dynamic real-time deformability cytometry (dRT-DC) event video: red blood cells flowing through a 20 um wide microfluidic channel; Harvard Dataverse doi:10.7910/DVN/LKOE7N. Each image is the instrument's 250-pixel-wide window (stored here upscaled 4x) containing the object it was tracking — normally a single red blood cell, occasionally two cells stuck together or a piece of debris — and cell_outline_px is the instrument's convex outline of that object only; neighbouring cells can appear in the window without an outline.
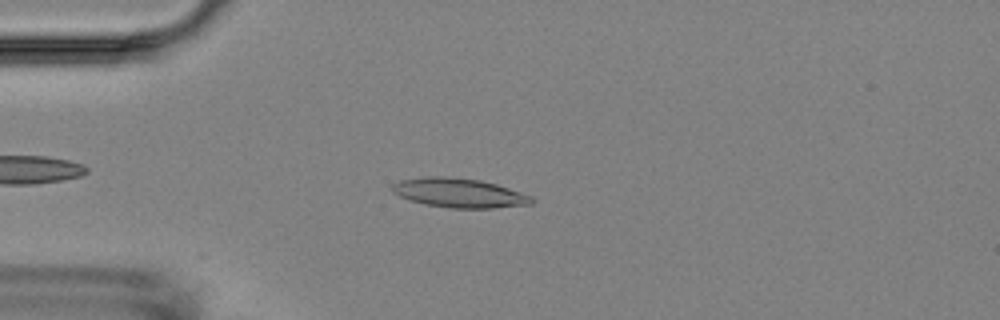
{"species": "Egyptian fruit bat (a non-hibernating species)", "species_latin": "Rousettus aegyptiacus", "temperature_condition": "room temperature", "stored_images_in_passage": 5, "camera_frame_rate_fps": 3000, "um_per_image_px": 0.085, "animal": {"sex": "female"}, "frame": {"image": 1, "passage_image": 3, "time_ms": 2.333, "image_size_px": [1000, 320], "cell_outline_px": [[536, 200], [532, 204], [492, 208], [448, 208], [424, 204], [408, 200], [392, 192], [388, 188], [392, 184], [400, 180], [428, 176], [444, 176], [480, 180], [496, 184], [532, 196]], "centroid_in_image_um": [38.99, 16.4], "position_along_channel_um": 46.0, "area_um2": 23.99}}